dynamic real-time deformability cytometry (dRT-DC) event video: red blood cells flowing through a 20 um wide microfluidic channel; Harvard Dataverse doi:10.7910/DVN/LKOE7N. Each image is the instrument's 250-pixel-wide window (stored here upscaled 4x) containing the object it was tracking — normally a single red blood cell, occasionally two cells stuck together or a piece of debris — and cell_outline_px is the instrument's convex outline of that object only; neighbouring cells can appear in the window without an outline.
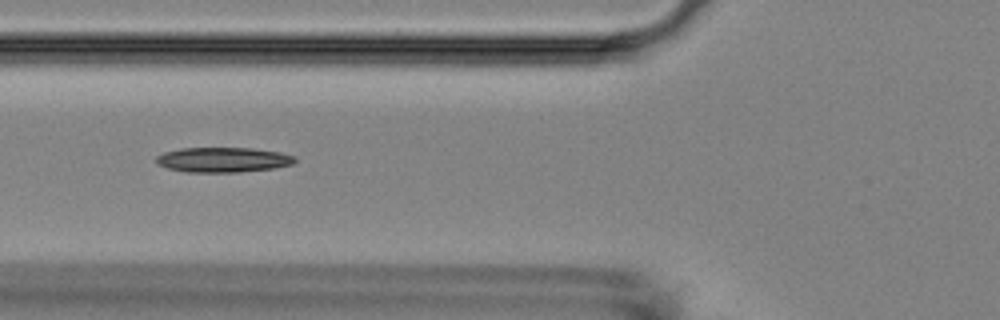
{"species": "Egyptian fruit bat (a non-hibernating species)", "species_latin": "Rousettus aegyptiacus", "temperature_condition": "room temperature", "stored_images_in_passage": 41, "camera_frame_rate_fps": 3000, "um_per_image_px": 0.085, "animal": {"sex": "female"}, "frame": {"image": 1, "passage_image": 7, "time_ms": 2.0, "image_size_px": [1000, 320], "cell_outline_px": [[296, 160], [292, 164], [276, 168], [240, 172], [188, 172], [168, 168], [156, 164], [156, 156], [164, 152], [180, 148], [252, 148], [280, 152], [296, 156]], "centroid_in_image_um": [18.97, 13.58], "position_along_channel_um": 106.8, "area_um2": 20.29}}
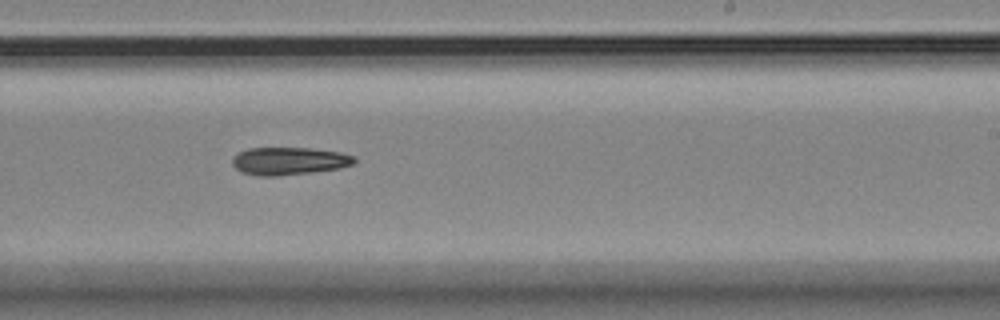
{"frame": {"image": 2, "passage_image": 20, "time_ms": 6.333, "image_size_px": [1000, 320], "cell_outline_px": [[356, 160], [352, 164], [340, 168], [276, 176], [260, 176], [240, 172], [232, 164], [232, 156], [248, 148], [312, 148], [340, 152], [356, 156]], "centroid_in_image_um": [24.55, 13.68], "position_along_channel_um": 264.4, "area_um2": 19.65}}
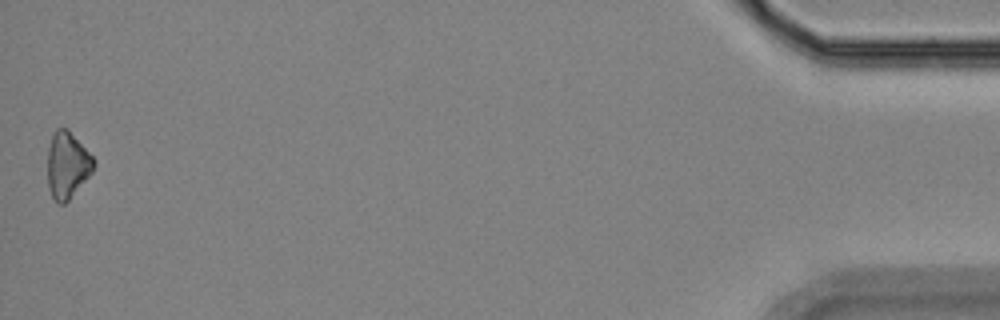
{"frame": {"image": 3, "passage_image": 41, "time_ms": 13.333, "image_size_px": [1000, 320], "cell_outline_px": [[96, 164], [92, 172], [68, 200], [64, 204], [60, 204], [52, 196], [48, 188], [48, 148], [52, 136], [56, 128], [68, 128], [96, 160]], "centroid_in_image_um": [5.73, 14.01], "position_along_channel_um": 429.5, "area_um2": 17.8}}